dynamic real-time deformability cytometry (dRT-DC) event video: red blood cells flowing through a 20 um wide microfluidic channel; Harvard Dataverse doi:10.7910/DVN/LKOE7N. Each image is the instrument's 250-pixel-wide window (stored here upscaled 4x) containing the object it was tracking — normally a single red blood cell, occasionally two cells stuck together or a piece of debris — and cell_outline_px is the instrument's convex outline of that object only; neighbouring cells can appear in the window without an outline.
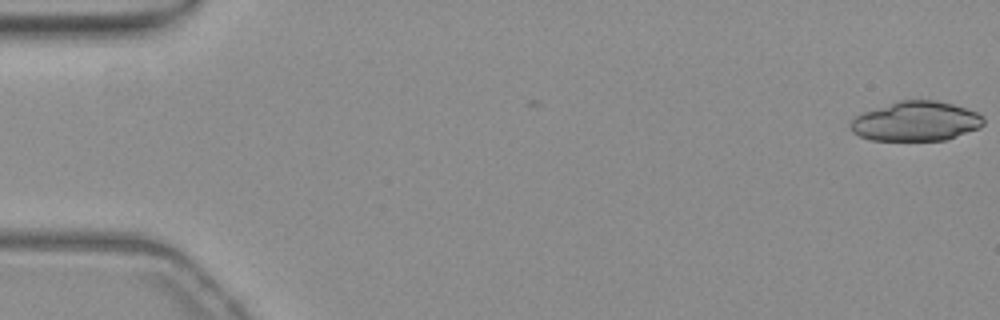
{"species": "common noctule bat (a hibernating species)", "species_latin": "Nyctalus noctula", "temperature_condition": "warm", "stored_images_in_passage": 2, "camera_frame_rate_fps": 3000, "um_per_image_px": 0.085, "animal": {"sex": "female", "body_mass_g": 19.3, "forearm_length_mm": 54.1}, "frame": {"image": 1, "passage_image": 2, "time_ms": 0.333, "image_size_px": [1000, 320], "cell_outline_px": [[984, 124], [980, 128], [944, 140], [872, 140], [860, 136], [852, 132], [852, 120], [856, 116], [864, 112], [900, 100], [936, 100], [952, 104], [976, 112], [984, 116]], "centroid_in_image_um": [77.89, 10.31], "position_along_channel_um": 7.1, "area_um2": 30.35}}